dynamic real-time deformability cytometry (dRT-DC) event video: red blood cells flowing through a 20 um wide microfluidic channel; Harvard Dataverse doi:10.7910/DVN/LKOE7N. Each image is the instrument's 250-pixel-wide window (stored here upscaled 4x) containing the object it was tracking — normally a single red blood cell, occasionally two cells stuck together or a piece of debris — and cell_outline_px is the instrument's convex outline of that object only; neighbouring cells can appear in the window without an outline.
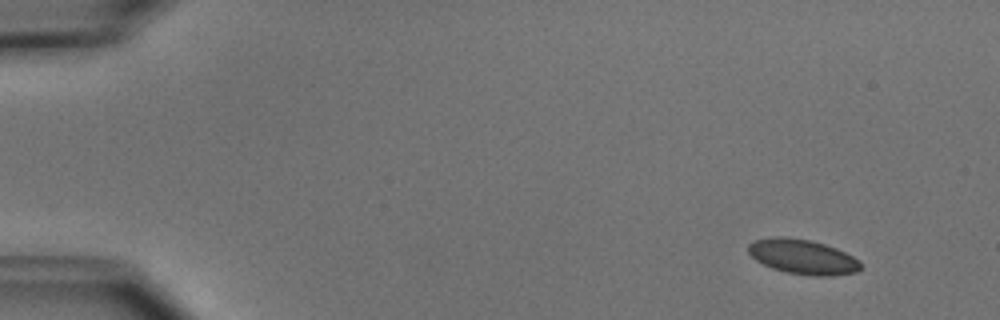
{"species": "common noctule bat (a hibernating species)", "species_latin": "Nyctalus noctula", "temperature_condition": "cold", "stored_images_in_passage": 4, "camera_frame_rate_fps": 3000, "um_per_image_px": 0.085, "animal": {"sex": "male", "body_mass_g": 15.6}, "frame": {"image": 1, "passage_image": 1, "time_ms": 0.0, "image_size_px": [1000, 320], "cell_outline_px": [[860, 268], [856, 272], [832, 276], [812, 276], [788, 272], [772, 268], [756, 260], [748, 252], [748, 244], [752, 240], [768, 236], [784, 236], [808, 240], [824, 244], [836, 248], [860, 260]], "centroid_in_image_um": [68.19, 21.81], "position_along_channel_um": 16.8, "area_um2": 22.83}}
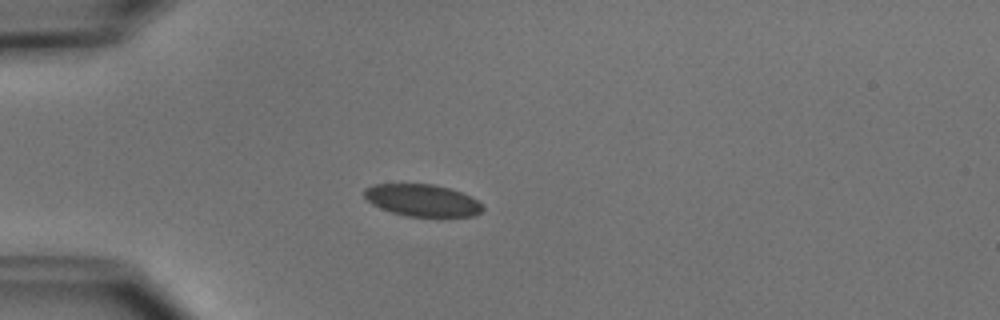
{"frame": {"image": 2, "passage_image": 4, "time_ms": 3.333, "image_size_px": [1000, 320], "cell_outline_px": [[484, 208], [476, 216], [404, 216], [380, 208], [372, 204], [364, 196], [364, 188], [376, 184], [432, 184], [448, 188], [460, 192], [484, 204]], "centroid_in_image_um": [35.89, 17.03], "position_along_channel_um": 49.1, "area_um2": 21.96}}